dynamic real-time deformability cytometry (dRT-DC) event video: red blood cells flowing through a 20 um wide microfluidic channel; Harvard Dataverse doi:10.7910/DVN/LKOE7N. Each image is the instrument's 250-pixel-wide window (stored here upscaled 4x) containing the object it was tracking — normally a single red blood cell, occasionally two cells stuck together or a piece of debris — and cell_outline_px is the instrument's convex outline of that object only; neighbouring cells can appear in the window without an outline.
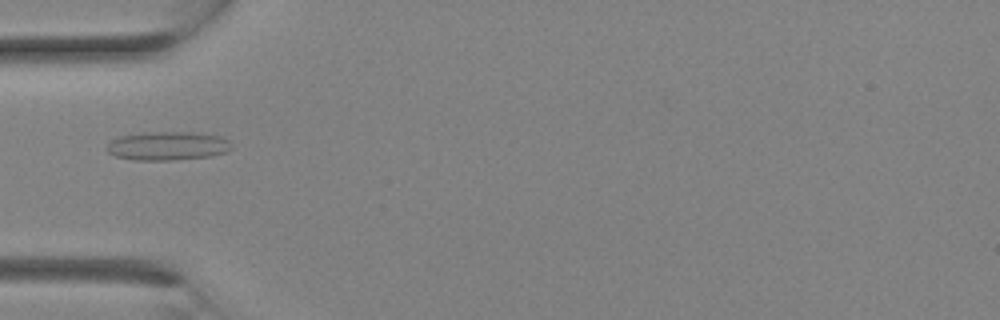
{"species": "Egyptian fruit bat (a non-hibernating species)", "species_latin": "Rousettus aegyptiacus", "temperature_condition": "room temperature", "stored_images_in_passage": 4, "camera_frame_rate_fps": 3000, "um_per_image_px": 0.085, "animal": {"sex": "female"}, "frame": {"image": 1, "passage_image": 3, "time_ms": 0.667, "image_size_px": [1000, 320], "cell_outline_px": [[232, 148], [224, 152], [212, 156], [172, 160], [132, 160], [116, 156], [108, 152], [108, 144], [112, 140], [120, 136], [152, 132], [188, 132], [220, 136], [228, 140], [232, 144]], "centroid_in_image_um": [14.27, 12.41], "position_along_channel_um": 70.7, "area_um2": 20.63}}